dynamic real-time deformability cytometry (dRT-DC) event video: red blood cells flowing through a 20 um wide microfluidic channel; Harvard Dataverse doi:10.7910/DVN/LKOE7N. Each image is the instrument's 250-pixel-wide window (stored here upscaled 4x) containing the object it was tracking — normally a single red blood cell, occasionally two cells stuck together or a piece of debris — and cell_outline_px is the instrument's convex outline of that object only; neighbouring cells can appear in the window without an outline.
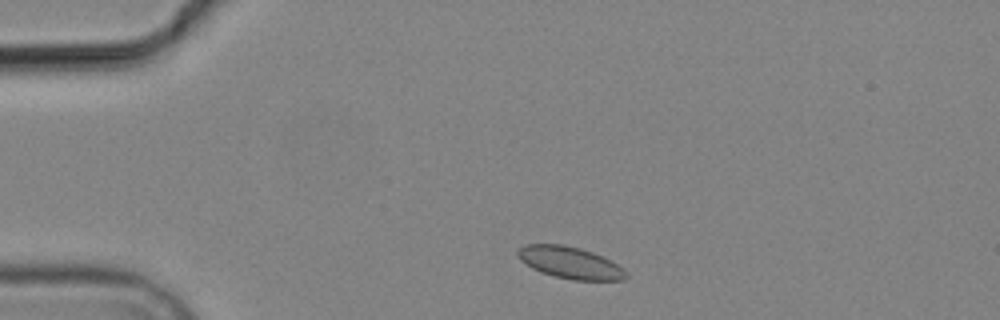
{"species": "common noctule bat (a hibernating species)", "species_latin": "Nyctalus noctula", "temperature_condition": "cold", "stored_images_in_passage": 2, "camera_frame_rate_fps": 3000, "um_per_image_px": 0.085, "animal": {"sex": "male", "body_mass_g": 19.2, "forearm_length_mm": 51.8}, "frame": {"image": 1, "passage_image": 1, "time_ms": 0.0, "image_size_px": [1000, 320], "cell_outline_px": [[628, 276], [624, 280], [572, 280], [540, 272], [532, 268], [520, 260], [516, 256], [516, 252], [524, 244], [564, 244], [580, 248], [592, 252], [616, 264]], "centroid_in_image_um": [48.38, 22.32], "position_along_channel_um": 36.6, "area_um2": 19.88}}